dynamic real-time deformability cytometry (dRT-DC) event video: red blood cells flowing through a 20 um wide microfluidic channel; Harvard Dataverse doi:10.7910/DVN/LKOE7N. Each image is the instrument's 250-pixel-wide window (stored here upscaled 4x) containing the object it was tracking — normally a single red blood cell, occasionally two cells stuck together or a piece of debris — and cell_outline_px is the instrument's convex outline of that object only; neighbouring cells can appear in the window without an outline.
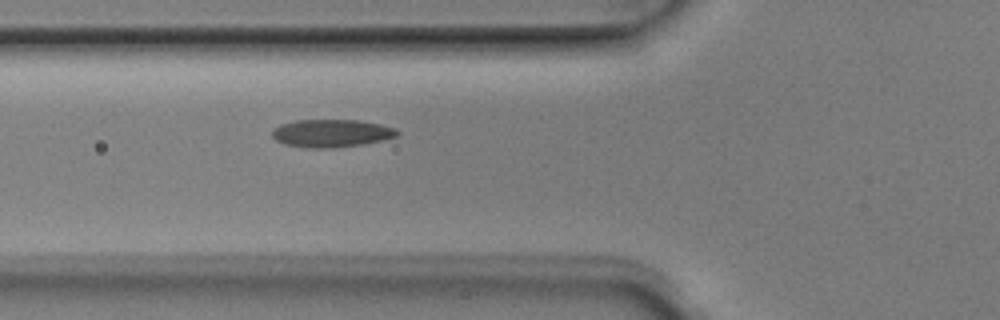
{"species": "Egyptian fruit bat (a non-hibernating species)", "species_latin": "Rousettus aegyptiacus", "temperature_condition": "room temperature", "stored_images_in_passage": 6, "camera_frame_rate_fps": 3000, "um_per_image_px": 0.085, "animal": {"sex": "male"}, "frame": {"image": 1, "passage_image": 6, "time_ms": 1.667, "image_size_px": [1000, 320], "cell_outline_px": [[400, 132], [396, 136], [380, 140], [360, 144], [332, 148], [308, 148], [284, 144], [276, 140], [272, 136], [272, 128], [280, 124], [296, 120], [360, 120], [380, 124], [396, 128]], "centroid_in_image_um": [28.13, 11.31], "position_along_channel_um": 97.7, "area_um2": 20.23}}